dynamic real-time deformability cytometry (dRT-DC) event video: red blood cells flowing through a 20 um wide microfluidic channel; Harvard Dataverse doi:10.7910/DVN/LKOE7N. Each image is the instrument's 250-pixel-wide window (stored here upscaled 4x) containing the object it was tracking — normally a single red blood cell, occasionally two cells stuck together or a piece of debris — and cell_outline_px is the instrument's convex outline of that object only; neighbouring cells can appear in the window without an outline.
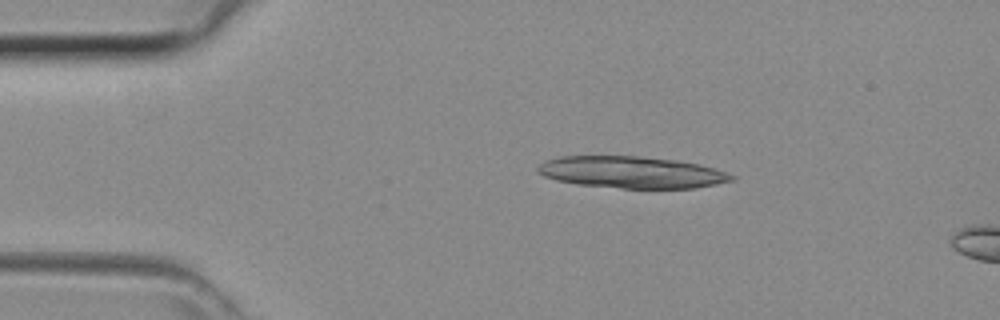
{"species": "common noctule bat (a hibernating species)", "species_latin": "Nyctalus noctula", "temperature_condition": "room temperature", "stored_images_in_passage": 4, "camera_frame_rate_fps": 3000, "um_per_image_px": 0.085, "animal": {"sex": "female", "body_mass_g": 29.2, "forearm_length_mm": 56.3}, "frame": {"image": 1, "passage_image": 1, "time_ms": 0.0, "image_size_px": [1000, 320], "cell_outline_px": [[736, 180], [696, 188], [620, 188], [580, 184], [556, 180], [544, 176], [536, 172], [536, 168], [540, 164], [548, 160], [560, 156], [636, 156], [676, 160], [700, 164], [728, 172], [736, 176]], "centroid_in_image_um": [53.73, 14.64], "position_along_channel_um": 31.3, "area_um2": 35.89}}